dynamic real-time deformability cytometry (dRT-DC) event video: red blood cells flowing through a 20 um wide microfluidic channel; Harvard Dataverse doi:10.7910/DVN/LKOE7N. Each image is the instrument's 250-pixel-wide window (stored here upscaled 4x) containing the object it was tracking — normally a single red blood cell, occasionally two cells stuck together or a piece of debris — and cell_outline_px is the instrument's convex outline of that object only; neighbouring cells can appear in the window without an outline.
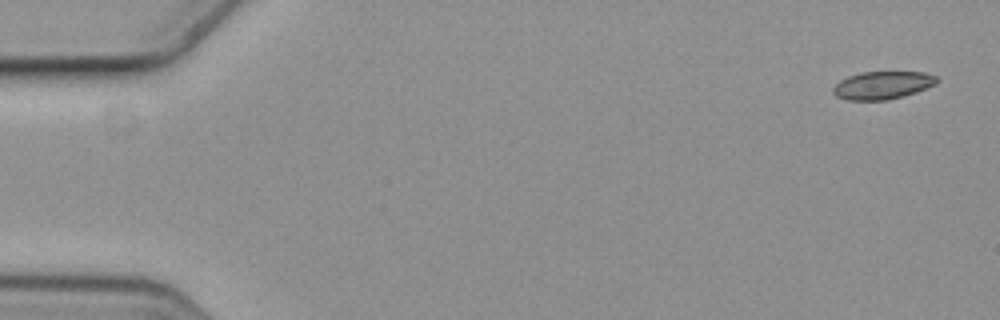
{"species": "common noctule bat (a hibernating species)", "species_latin": "Nyctalus noctula", "temperature_condition": "cold", "stored_images_in_passage": 5, "camera_frame_rate_fps": 3000, "um_per_image_px": 0.085, "animal": {"sex": "female", "body_mass_g": 19.3, "forearm_length_mm": 54.1}, "frame": {"image": 1, "passage_image": 1, "time_ms": 0.0, "image_size_px": [1000, 320], "cell_outline_px": [[940, 80], [936, 84], [916, 92], [904, 96], [888, 100], [848, 100], [836, 96], [832, 92], [832, 88], [840, 80], [848, 76], [860, 72], [924, 72], [936, 76]], "centroid_in_image_um": [75.02, 7.24], "position_along_channel_um": 10.0, "area_um2": 16.94}}
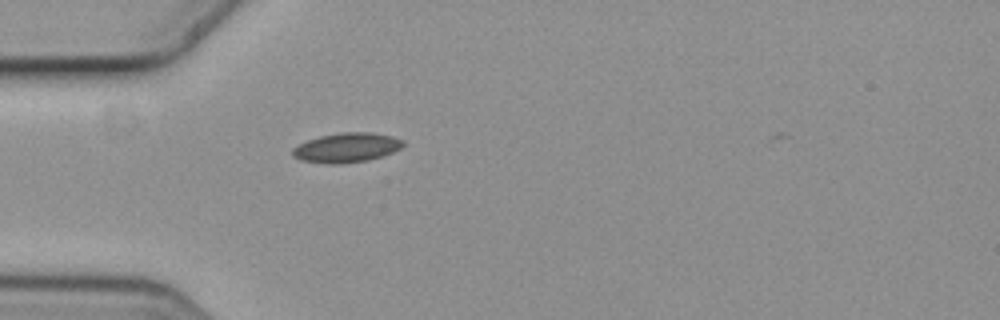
{"frame": {"image": 2, "passage_image": 4, "time_ms": 1.0, "image_size_px": [1000, 320], "cell_outline_px": [[404, 144], [400, 148], [384, 156], [368, 160], [340, 164], [328, 164], [300, 160], [292, 156], [292, 148], [308, 140], [320, 136], [340, 132], [372, 132], [392, 136], [404, 140]], "centroid_in_image_um": [29.46, 12.55], "position_along_channel_um": 55.5, "area_um2": 19.13}}